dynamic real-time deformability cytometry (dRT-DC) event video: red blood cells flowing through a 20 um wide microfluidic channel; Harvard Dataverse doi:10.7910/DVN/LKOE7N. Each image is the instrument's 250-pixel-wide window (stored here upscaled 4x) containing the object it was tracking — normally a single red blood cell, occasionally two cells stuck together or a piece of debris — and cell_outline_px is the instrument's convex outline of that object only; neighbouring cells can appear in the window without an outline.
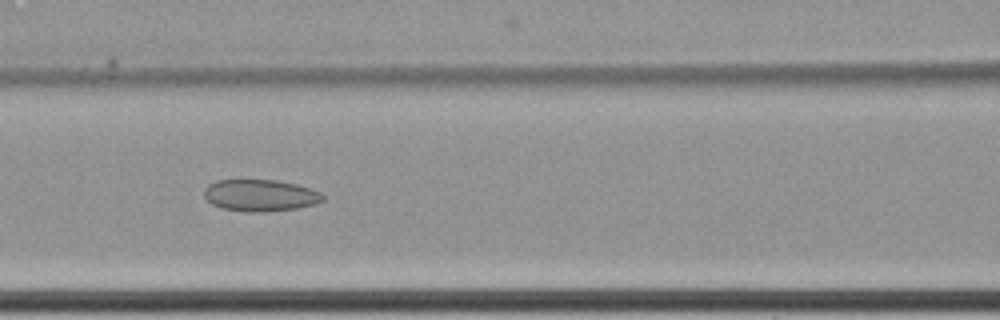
{"species": "common noctule bat (a hibernating species)", "species_latin": "Nyctalus noctula", "temperature_condition": "cold", "stored_images_in_passage": 65, "camera_frame_rate_fps": 3000, "um_per_image_px": 0.085, "animal": {"sex": "female", "body_mass_g": 22.7, "forearm_length_mm": 54.2}, "frame": {"image": 1, "passage_image": 32, "time_ms": 10.333, "image_size_px": [1000, 320], "cell_outline_px": [[324, 200], [316, 204], [296, 208], [264, 212], [248, 212], [224, 208], [212, 204], [204, 196], [204, 188], [208, 184], [216, 180], [276, 180], [296, 184], [320, 192], [324, 196]], "centroid_in_image_um": [22.12, 16.6], "position_along_channel_um": 144.5, "area_um2": 21.91}}
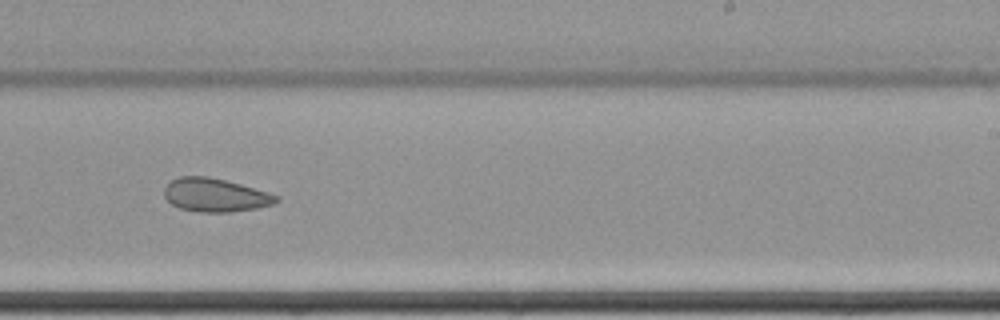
{"frame": {"image": 2, "passage_image": 43, "time_ms": 14.0, "image_size_px": [1000, 320], "cell_outline_px": [[280, 200], [272, 204], [256, 208], [232, 212], [200, 212], [180, 208], [172, 204], [164, 196], [164, 188], [172, 180], [180, 176], [208, 176], [240, 184], [268, 192], [280, 196]], "centroid_in_image_um": [18.3, 16.58], "position_along_channel_um": 270.7, "area_um2": 21.73}}
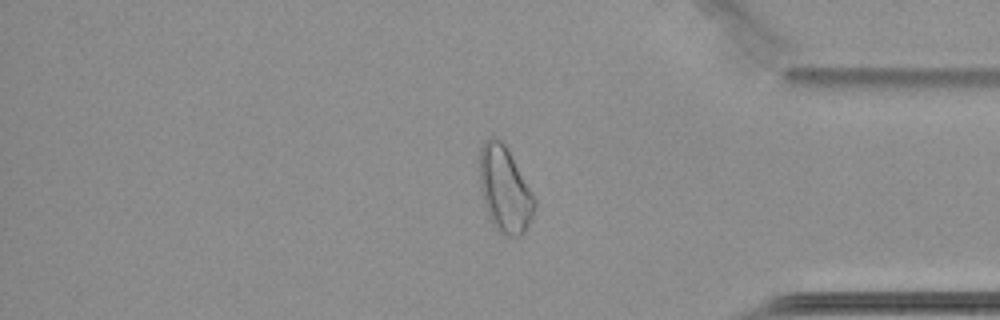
{"frame": {"image": 3, "passage_image": 55, "time_ms": 18.0, "image_size_px": [1000, 320], "cell_outline_px": [[536, 208], [532, 220], [524, 232], [520, 236], [504, 236], [492, 224], [480, 188], [480, 148], [484, 140], [492, 136], [500, 140], [508, 148], [532, 192], [536, 200]], "centroid_in_image_um": [42.92, 16.1], "position_along_channel_um": 392.3, "area_um2": 27.51}}